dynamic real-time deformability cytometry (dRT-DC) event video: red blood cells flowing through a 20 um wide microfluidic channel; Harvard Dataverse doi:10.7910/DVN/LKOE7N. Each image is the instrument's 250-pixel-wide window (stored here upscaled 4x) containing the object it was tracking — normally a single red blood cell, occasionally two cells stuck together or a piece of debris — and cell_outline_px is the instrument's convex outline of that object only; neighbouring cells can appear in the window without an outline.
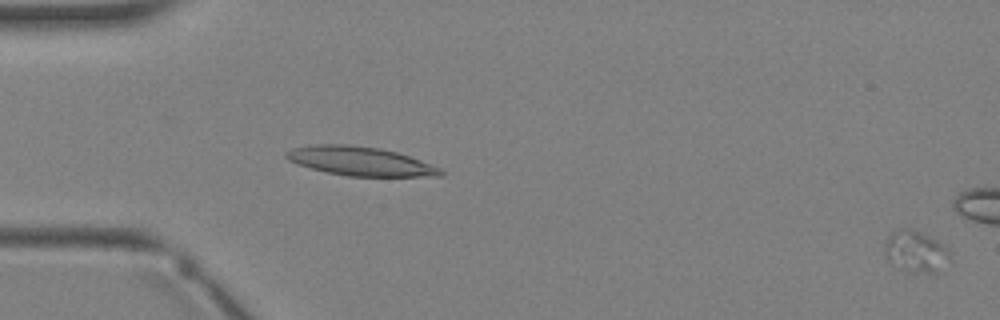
{"species": "Egyptian fruit bat (a non-hibernating species)", "species_latin": "Rousettus aegyptiacus", "temperature_condition": "warm", "stored_images_in_passage": 2, "camera_frame_rate_fps": 3000, "um_per_image_px": 0.085, "animal": {"sex": "female"}, "frame": {"image": 1, "passage_image": 2, "time_ms": 1.333, "image_size_px": [1000, 320], "cell_outline_px": [[948, 256], [936, 272], [908, 272], [892, 264], [888, 260], [884, 252], [884, 244], [888, 236], [896, 228], [912, 228], [936, 240], [948, 248]], "centroid_in_image_um": [77.74, 21.34], "position_along_channel_um": 7.3, "area_um2": 15.43}}